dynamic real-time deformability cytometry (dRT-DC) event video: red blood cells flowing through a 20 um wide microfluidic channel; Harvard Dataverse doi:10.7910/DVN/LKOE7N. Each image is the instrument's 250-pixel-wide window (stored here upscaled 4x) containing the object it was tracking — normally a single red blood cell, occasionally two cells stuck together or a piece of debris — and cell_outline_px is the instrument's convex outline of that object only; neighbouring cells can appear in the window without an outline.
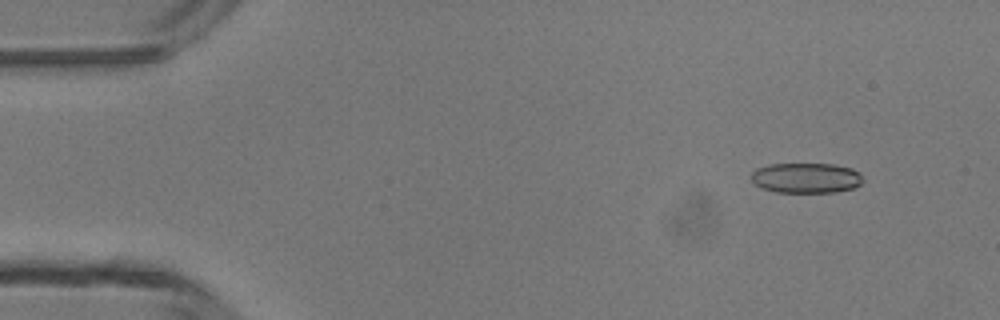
{"species": "common noctule bat (a hibernating species)", "species_latin": "Nyctalus noctula", "temperature_condition": "room temperature", "stored_images_in_passage": 5, "camera_frame_rate_fps": 3000, "um_per_image_px": 0.085, "animal": {"sex": "male", "body_mass_g": 13.3}, "frame": {"image": 1, "passage_image": 1, "time_ms": 0.0, "image_size_px": [1000, 320], "cell_outline_px": [[864, 180], [860, 184], [852, 188], [836, 192], [776, 192], [760, 188], [752, 180], [752, 172], [756, 168], [768, 164], [832, 164], [852, 168], [860, 172]], "centroid_in_image_um": [68.53, 15.12], "position_along_channel_um": 16.5, "area_um2": 19.77}}
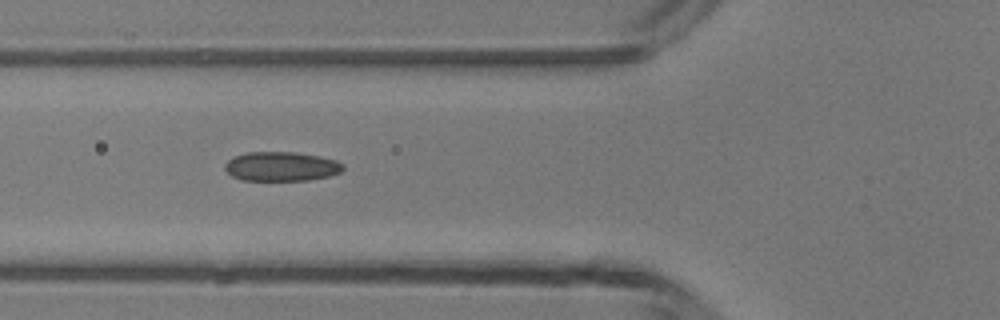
{"frame": {"image": 2, "passage_image": 4, "time_ms": 4.333, "image_size_px": [1000, 320], "cell_outline_px": [[344, 168], [340, 172], [328, 176], [308, 180], [240, 180], [232, 176], [224, 168], [224, 164], [232, 156], [248, 152], [296, 152], [320, 156], [336, 160], [344, 164]], "centroid_in_image_um": [23.9, 14.14], "position_along_channel_um": 101.9, "area_um2": 20.29}}